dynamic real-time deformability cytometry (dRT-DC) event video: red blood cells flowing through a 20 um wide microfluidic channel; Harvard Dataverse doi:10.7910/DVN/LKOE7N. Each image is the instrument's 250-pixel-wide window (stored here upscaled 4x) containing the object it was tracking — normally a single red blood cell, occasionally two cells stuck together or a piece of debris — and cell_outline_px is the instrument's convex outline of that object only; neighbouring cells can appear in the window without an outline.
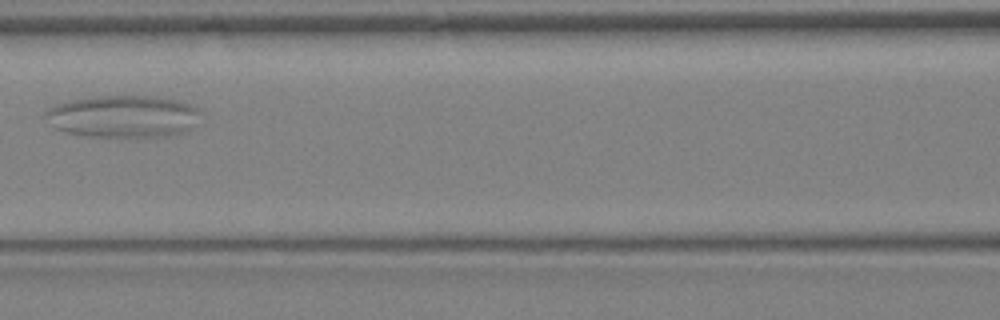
{"species": "Egyptian fruit bat (a non-hibernating species)", "species_latin": "Rousettus aegyptiacus", "temperature_condition": "warm", "stored_images_in_passage": 22, "camera_frame_rate_fps": 3000, "um_per_image_px": 0.085, "animal": {"sex": "female"}, "frame": {"image": 1, "passage_image": 6, "time_ms": 1.667, "image_size_px": [1000, 320], "cell_outline_px": [[200, 112], [192, 128], [168, 136], [88, 136], [64, 132], [56, 128], [44, 116], [44, 112], [48, 108], [56, 104], [88, 96], [160, 96], [176, 100], [200, 108]], "centroid_in_image_um": [10.44, 9.87], "position_along_channel_um": 156.2, "area_um2": 38.03}}
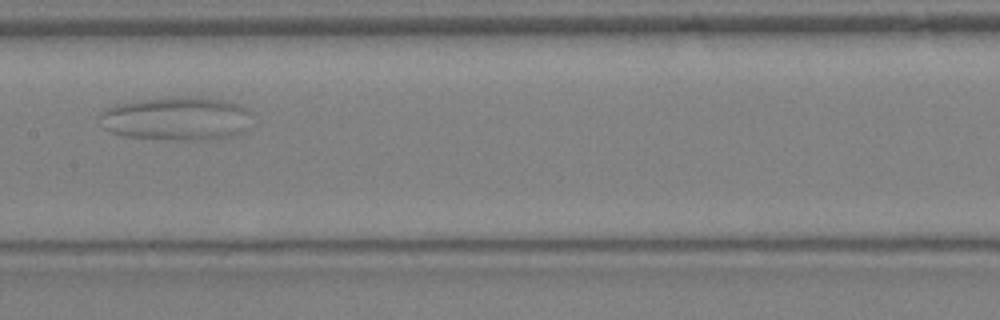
{"frame": {"image": 2, "passage_image": 8, "time_ms": 2.333, "image_size_px": [1000, 320], "cell_outline_px": [[252, 112], [244, 128], [240, 132], [232, 136], [200, 140], [172, 140], [128, 136], [108, 132], [104, 128], [100, 116], [100, 112], [104, 108], [116, 104], [136, 100], [176, 96], [200, 96], [228, 100], [240, 104], [248, 108]], "centroid_in_image_um": [15.0, 10.05], "position_along_channel_um": 192.4, "area_um2": 39.13}}